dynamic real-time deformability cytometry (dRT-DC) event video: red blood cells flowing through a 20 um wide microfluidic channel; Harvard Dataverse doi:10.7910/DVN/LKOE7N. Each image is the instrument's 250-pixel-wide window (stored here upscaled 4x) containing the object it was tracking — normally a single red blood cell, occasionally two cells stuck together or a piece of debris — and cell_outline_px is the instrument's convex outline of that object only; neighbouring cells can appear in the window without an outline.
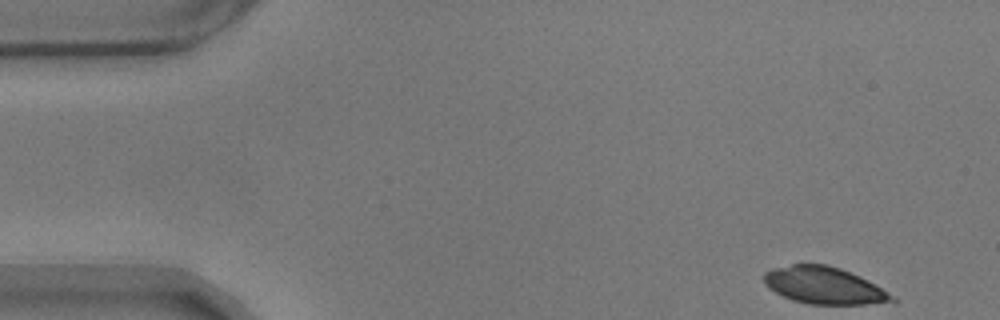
{"species": "common noctule bat (a hibernating species)", "species_latin": "Nyctalus noctula", "temperature_condition": "warm", "stored_images_in_passage": 9, "camera_frame_rate_fps": 3000, "um_per_image_px": 0.085, "animal": {"sex": "male", "body_mass_g": 17.9}, "frame": {"image": 1, "passage_image": 1, "time_ms": 0.0, "image_size_px": [1000, 320], "cell_outline_px": [[896, 304], [808, 304], [792, 300], [768, 288], [764, 284], [764, 272], [772, 268], [792, 264], [824, 264], [840, 268], [860, 276], [868, 280], [880, 288], [896, 300]], "centroid_in_image_um": [70.04, 24.27], "position_along_channel_um": 15.0, "area_um2": 27.63}}